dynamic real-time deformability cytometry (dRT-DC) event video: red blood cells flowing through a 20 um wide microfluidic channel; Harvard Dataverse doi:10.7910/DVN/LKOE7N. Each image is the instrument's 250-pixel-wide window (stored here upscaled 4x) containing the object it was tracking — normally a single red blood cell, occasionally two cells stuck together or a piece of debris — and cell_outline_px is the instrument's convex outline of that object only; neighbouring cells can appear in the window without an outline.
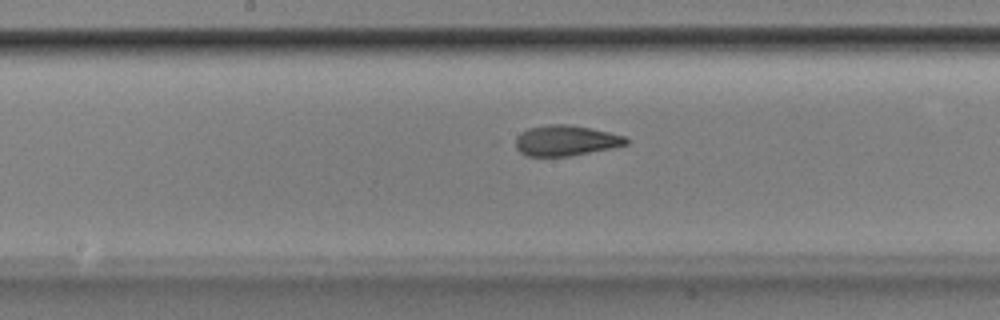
{"species": "Egyptian fruit bat (a non-hibernating species)", "species_latin": "Rousettus aegyptiacus", "temperature_condition": "room temperature", "stored_images_in_passage": 52, "camera_frame_rate_fps": 3000, "um_per_image_px": 0.085, "animal": {"sex": "male"}, "frame": {"image": 1, "passage_image": 27, "time_ms": 8.667, "image_size_px": [1000, 320], "cell_outline_px": [[628, 144], [612, 148], [568, 156], [524, 156], [516, 148], [516, 136], [520, 132], [528, 128], [548, 124], [568, 124], [608, 132], [624, 136], [628, 140]], "centroid_in_image_um": [48.05, 11.95], "position_along_channel_um": 200.2, "area_um2": 19.59}}
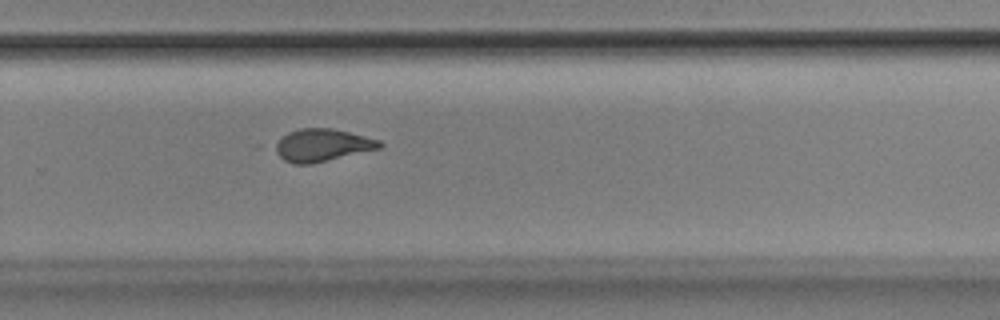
{"frame": {"image": 2, "passage_image": 35, "time_ms": 11.333, "image_size_px": [1000, 320], "cell_outline_px": [[384, 144], [380, 148], [312, 164], [292, 164], [284, 160], [276, 152], [272, 144], [288, 132], [300, 128], [332, 128], [380, 140]], "centroid_in_image_um": [27.35, 12.34], "position_along_channel_um": 302.5, "area_um2": 19.83}}
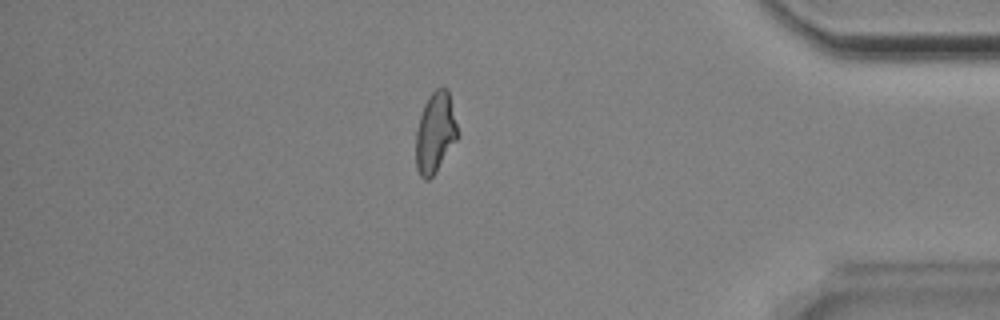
{"frame": {"image": 3, "passage_image": 45, "time_ms": 14.667, "image_size_px": [1000, 320], "cell_outline_px": [[460, 136], [436, 172], [428, 180], [424, 180], [420, 176], [416, 168], [416, 132], [420, 116], [424, 104], [428, 96], [436, 88], [448, 88], [460, 132]], "centroid_in_image_um": [37.03, 11.27], "position_along_channel_um": 398.2, "area_um2": 20.06}, "authors_computed_cell_mechanics": {"area_um2": 20.4612, "velocity_mm_per_s": 3.8563, "shape_relaxation_time_tau1_ms": 4.081, "shape_relaxation_time_tau2_ms": 1.2468, "deformation_change_tau1": 0.1369, "deformation_change_tau2": 0.064}}